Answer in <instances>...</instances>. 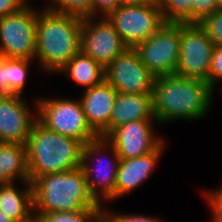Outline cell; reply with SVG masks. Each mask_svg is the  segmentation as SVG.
I'll list each match as a JSON object with an SVG mask.
<instances>
[{
	"instance_id": "cell-30",
	"label": "cell",
	"mask_w": 222,
	"mask_h": 222,
	"mask_svg": "<svg viewBox=\"0 0 222 222\" xmlns=\"http://www.w3.org/2000/svg\"><path fill=\"white\" fill-rule=\"evenodd\" d=\"M93 17H107L119 6V0H92Z\"/></svg>"
},
{
	"instance_id": "cell-24",
	"label": "cell",
	"mask_w": 222,
	"mask_h": 222,
	"mask_svg": "<svg viewBox=\"0 0 222 222\" xmlns=\"http://www.w3.org/2000/svg\"><path fill=\"white\" fill-rule=\"evenodd\" d=\"M104 211L50 212L40 214L36 222H103Z\"/></svg>"
},
{
	"instance_id": "cell-4",
	"label": "cell",
	"mask_w": 222,
	"mask_h": 222,
	"mask_svg": "<svg viewBox=\"0 0 222 222\" xmlns=\"http://www.w3.org/2000/svg\"><path fill=\"white\" fill-rule=\"evenodd\" d=\"M25 145L31 183L43 175L81 167L84 145L47 129L38 120L32 125Z\"/></svg>"
},
{
	"instance_id": "cell-26",
	"label": "cell",
	"mask_w": 222,
	"mask_h": 222,
	"mask_svg": "<svg viewBox=\"0 0 222 222\" xmlns=\"http://www.w3.org/2000/svg\"><path fill=\"white\" fill-rule=\"evenodd\" d=\"M192 24L201 23L218 9L217 0H192Z\"/></svg>"
},
{
	"instance_id": "cell-12",
	"label": "cell",
	"mask_w": 222,
	"mask_h": 222,
	"mask_svg": "<svg viewBox=\"0 0 222 222\" xmlns=\"http://www.w3.org/2000/svg\"><path fill=\"white\" fill-rule=\"evenodd\" d=\"M97 18L82 19L80 50L105 68L128 47L107 17Z\"/></svg>"
},
{
	"instance_id": "cell-33",
	"label": "cell",
	"mask_w": 222,
	"mask_h": 222,
	"mask_svg": "<svg viewBox=\"0 0 222 222\" xmlns=\"http://www.w3.org/2000/svg\"><path fill=\"white\" fill-rule=\"evenodd\" d=\"M0 222H14L9 217H7L3 211L0 209Z\"/></svg>"
},
{
	"instance_id": "cell-8",
	"label": "cell",
	"mask_w": 222,
	"mask_h": 222,
	"mask_svg": "<svg viewBox=\"0 0 222 222\" xmlns=\"http://www.w3.org/2000/svg\"><path fill=\"white\" fill-rule=\"evenodd\" d=\"M133 49L155 77L175 74L180 55V23H164Z\"/></svg>"
},
{
	"instance_id": "cell-3",
	"label": "cell",
	"mask_w": 222,
	"mask_h": 222,
	"mask_svg": "<svg viewBox=\"0 0 222 222\" xmlns=\"http://www.w3.org/2000/svg\"><path fill=\"white\" fill-rule=\"evenodd\" d=\"M81 27L78 16L38 10L35 58L44 71L59 72L80 51Z\"/></svg>"
},
{
	"instance_id": "cell-25",
	"label": "cell",
	"mask_w": 222,
	"mask_h": 222,
	"mask_svg": "<svg viewBox=\"0 0 222 222\" xmlns=\"http://www.w3.org/2000/svg\"><path fill=\"white\" fill-rule=\"evenodd\" d=\"M199 25L205 30L215 47H222V9L215 10Z\"/></svg>"
},
{
	"instance_id": "cell-27",
	"label": "cell",
	"mask_w": 222,
	"mask_h": 222,
	"mask_svg": "<svg viewBox=\"0 0 222 222\" xmlns=\"http://www.w3.org/2000/svg\"><path fill=\"white\" fill-rule=\"evenodd\" d=\"M104 222H161L158 218L149 217L146 215L136 214H120L111 213L104 207L103 213Z\"/></svg>"
},
{
	"instance_id": "cell-16",
	"label": "cell",
	"mask_w": 222,
	"mask_h": 222,
	"mask_svg": "<svg viewBox=\"0 0 222 222\" xmlns=\"http://www.w3.org/2000/svg\"><path fill=\"white\" fill-rule=\"evenodd\" d=\"M164 145L165 142L155 151L137 158L120 159L116 174L115 200L130 193L148 180L164 153Z\"/></svg>"
},
{
	"instance_id": "cell-34",
	"label": "cell",
	"mask_w": 222,
	"mask_h": 222,
	"mask_svg": "<svg viewBox=\"0 0 222 222\" xmlns=\"http://www.w3.org/2000/svg\"><path fill=\"white\" fill-rule=\"evenodd\" d=\"M218 9H222V0H217Z\"/></svg>"
},
{
	"instance_id": "cell-31",
	"label": "cell",
	"mask_w": 222,
	"mask_h": 222,
	"mask_svg": "<svg viewBox=\"0 0 222 222\" xmlns=\"http://www.w3.org/2000/svg\"><path fill=\"white\" fill-rule=\"evenodd\" d=\"M27 0H0V18L19 11L27 3Z\"/></svg>"
},
{
	"instance_id": "cell-14",
	"label": "cell",
	"mask_w": 222,
	"mask_h": 222,
	"mask_svg": "<svg viewBox=\"0 0 222 222\" xmlns=\"http://www.w3.org/2000/svg\"><path fill=\"white\" fill-rule=\"evenodd\" d=\"M19 95L0 96V142L25 145L37 114ZM32 114V115H31Z\"/></svg>"
},
{
	"instance_id": "cell-2",
	"label": "cell",
	"mask_w": 222,
	"mask_h": 222,
	"mask_svg": "<svg viewBox=\"0 0 222 222\" xmlns=\"http://www.w3.org/2000/svg\"><path fill=\"white\" fill-rule=\"evenodd\" d=\"M31 185L35 219L50 212L104 211L90 194L81 167L43 175Z\"/></svg>"
},
{
	"instance_id": "cell-18",
	"label": "cell",
	"mask_w": 222,
	"mask_h": 222,
	"mask_svg": "<svg viewBox=\"0 0 222 222\" xmlns=\"http://www.w3.org/2000/svg\"><path fill=\"white\" fill-rule=\"evenodd\" d=\"M21 190L13 183H0V209L14 222H33L32 185L23 183Z\"/></svg>"
},
{
	"instance_id": "cell-10",
	"label": "cell",
	"mask_w": 222,
	"mask_h": 222,
	"mask_svg": "<svg viewBox=\"0 0 222 222\" xmlns=\"http://www.w3.org/2000/svg\"><path fill=\"white\" fill-rule=\"evenodd\" d=\"M214 44L199 24L180 23L177 75L209 83Z\"/></svg>"
},
{
	"instance_id": "cell-29",
	"label": "cell",
	"mask_w": 222,
	"mask_h": 222,
	"mask_svg": "<svg viewBox=\"0 0 222 222\" xmlns=\"http://www.w3.org/2000/svg\"><path fill=\"white\" fill-rule=\"evenodd\" d=\"M219 79H222V47H215L209 73V85L213 90Z\"/></svg>"
},
{
	"instance_id": "cell-7",
	"label": "cell",
	"mask_w": 222,
	"mask_h": 222,
	"mask_svg": "<svg viewBox=\"0 0 222 222\" xmlns=\"http://www.w3.org/2000/svg\"><path fill=\"white\" fill-rule=\"evenodd\" d=\"M38 11L26 4L19 11L0 18V56L34 60Z\"/></svg>"
},
{
	"instance_id": "cell-6",
	"label": "cell",
	"mask_w": 222,
	"mask_h": 222,
	"mask_svg": "<svg viewBox=\"0 0 222 222\" xmlns=\"http://www.w3.org/2000/svg\"><path fill=\"white\" fill-rule=\"evenodd\" d=\"M107 18L128 48L147 40L165 23L157 0L118 6Z\"/></svg>"
},
{
	"instance_id": "cell-32",
	"label": "cell",
	"mask_w": 222,
	"mask_h": 222,
	"mask_svg": "<svg viewBox=\"0 0 222 222\" xmlns=\"http://www.w3.org/2000/svg\"><path fill=\"white\" fill-rule=\"evenodd\" d=\"M152 1L155 0H119V6L143 4Z\"/></svg>"
},
{
	"instance_id": "cell-17",
	"label": "cell",
	"mask_w": 222,
	"mask_h": 222,
	"mask_svg": "<svg viewBox=\"0 0 222 222\" xmlns=\"http://www.w3.org/2000/svg\"><path fill=\"white\" fill-rule=\"evenodd\" d=\"M137 120H156L153 94L117 93L110 115V132L122 124Z\"/></svg>"
},
{
	"instance_id": "cell-19",
	"label": "cell",
	"mask_w": 222,
	"mask_h": 222,
	"mask_svg": "<svg viewBox=\"0 0 222 222\" xmlns=\"http://www.w3.org/2000/svg\"><path fill=\"white\" fill-rule=\"evenodd\" d=\"M16 180L22 184L29 181L26 145L0 142V183Z\"/></svg>"
},
{
	"instance_id": "cell-1",
	"label": "cell",
	"mask_w": 222,
	"mask_h": 222,
	"mask_svg": "<svg viewBox=\"0 0 222 222\" xmlns=\"http://www.w3.org/2000/svg\"><path fill=\"white\" fill-rule=\"evenodd\" d=\"M209 83L177 74L155 78L153 113L158 124L203 118L212 103Z\"/></svg>"
},
{
	"instance_id": "cell-13",
	"label": "cell",
	"mask_w": 222,
	"mask_h": 222,
	"mask_svg": "<svg viewBox=\"0 0 222 222\" xmlns=\"http://www.w3.org/2000/svg\"><path fill=\"white\" fill-rule=\"evenodd\" d=\"M157 120H137L114 128L105 138L120 159H131L155 151L164 141L155 135ZM153 123V124H152Z\"/></svg>"
},
{
	"instance_id": "cell-28",
	"label": "cell",
	"mask_w": 222,
	"mask_h": 222,
	"mask_svg": "<svg viewBox=\"0 0 222 222\" xmlns=\"http://www.w3.org/2000/svg\"><path fill=\"white\" fill-rule=\"evenodd\" d=\"M205 192L204 197L212 211L213 222H222V186L217 190ZM210 204V205H209Z\"/></svg>"
},
{
	"instance_id": "cell-11",
	"label": "cell",
	"mask_w": 222,
	"mask_h": 222,
	"mask_svg": "<svg viewBox=\"0 0 222 222\" xmlns=\"http://www.w3.org/2000/svg\"><path fill=\"white\" fill-rule=\"evenodd\" d=\"M105 81L118 93L153 94L155 76L140 61L133 48H127L105 68Z\"/></svg>"
},
{
	"instance_id": "cell-23",
	"label": "cell",
	"mask_w": 222,
	"mask_h": 222,
	"mask_svg": "<svg viewBox=\"0 0 222 222\" xmlns=\"http://www.w3.org/2000/svg\"><path fill=\"white\" fill-rule=\"evenodd\" d=\"M44 8L61 13L78 16L80 18L93 17L92 0H49Z\"/></svg>"
},
{
	"instance_id": "cell-21",
	"label": "cell",
	"mask_w": 222,
	"mask_h": 222,
	"mask_svg": "<svg viewBox=\"0 0 222 222\" xmlns=\"http://www.w3.org/2000/svg\"><path fill=\"white\" fill-rule=\"evenodd\" d=\"M85 89L101 84L105 80L104 68L81 50L59 71Z\"/></svg>"
},
{
	"instance_id": "cell-20",
	"label": "cell",
	"mask_w": 222,
	"mask_h": 222,
	"mask_svg": "<svg viewBox=\"0 0 222 222\" xmlns=\"http://www.w3.org/2000/svg\"><path fill=\"white\" fill-rule=\"evenodd\" d=\"M33 60L0 56V96H23L29 67Z\"/></svg>"
},
{
	"instance_id": "cell-9",
	"label": "cell",
	"mask_w": 222,
	"mask_h": 222,
	"mask_svg": "<svg viewBox=\"0 0 222 222\" xmlns=\"http://www.w3.org/2000/svg\"><path fill=\"white\" fill-rule=\"evenodd\" d=\"M109 149L114 157L112 159L113 163L109 160L108 163L107 161L104 163L98 156L104 155L102 153L110 152L108 151ZM103 158H105V156ZM91 160L94 161V163L100 161L99 163L102 162L105 166L99 168L97 167L99 165L96 163L94 167ZM119 161L120 158L116 149L105 137L98 136L83 146L81 168L85 173L90 194L101 205L100 200H106L107 202L115 201L116 174ZM94 170L97 173L96 175H94ZM101 198H103V200Z\"/></svg>"
},
{
	"instance_id": "cell-22",
	"label": "cell",
	"mask_w": 222,
	"mask_h": 222,
	"mask_svg": "<svg viewBox=\"0 0 222 222\" xmlns=\"http://www.w3.org/2000/svg\"><path fill=\"white\" fill-rule=\"evenodd\" d=\"M192 0H157L165 23L192 24Z\"/></svg>"
},
{
	"instance_id": "cell-5",
	"label": "cell",
	"mask_w": 222,
	"mask_h": 222,
	"mask_svg": "<svg viewBox=\"0 0 222 222\" xmlns=\"http://www.w3.org/2000/svg\"><path fill=\"white\" fill-rule=\"evenodd\" d=\"M36 104L37 120L47 129L83 145L98 137L88 125L79 100L37 98Z\"/></svg>"
},
{
	"instance_id": "cell-15",
	"label": "cell",
	"mask_w": 222,
	"mask_h": 222,
	"mask_svg": "<svg viewBox=\"0 0 222 222\" xmlns=\"http://www.w3.org/2000/svg\"><path fill=\"white\" fill-rule=\"evenodd\" d=\"M80 100L88 125L100 137L110 133V115L117 91L105 80L85 89Z\"/></svg>"
}]
</instances>
